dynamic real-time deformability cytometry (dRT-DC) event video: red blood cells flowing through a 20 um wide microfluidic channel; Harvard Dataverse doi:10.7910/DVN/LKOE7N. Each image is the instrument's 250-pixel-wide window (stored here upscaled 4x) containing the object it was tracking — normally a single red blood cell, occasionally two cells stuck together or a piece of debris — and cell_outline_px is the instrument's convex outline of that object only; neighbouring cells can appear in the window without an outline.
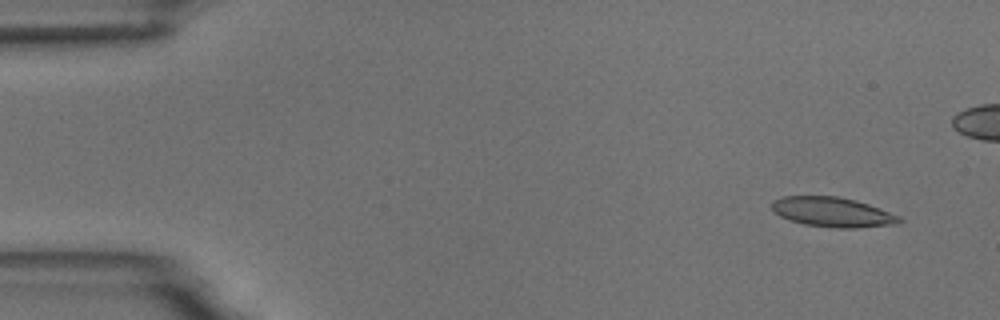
{"species": "common noctule bat (a hibernating species)", "species_latin": "Nyctalus noctula", "temperature_condition": "room temperature", "stored_images_in_passage": 6, "camera_frame_rate_fps": 3000, "um_per_image_px": 0.085, "animal": {"sex": "male", "body_mass_g": 18.8}, "frame": {"image": 1, "passage_image": 2, "time_ms": 1.0, "image_size_px": [1000, 320], "cell_outline_px": [[904, 220], [900, 224], [856, 228], [836, 228], [804, 224], [780, 216], [772, 208], [772, 200], [780, 196], [836, 196], [856, 200], [880, 208], [900, 216]], "centroid_in_image_um": [70.81, 18.03], "position_along_channel_um": 14.2, "area_um2": 22.2}}